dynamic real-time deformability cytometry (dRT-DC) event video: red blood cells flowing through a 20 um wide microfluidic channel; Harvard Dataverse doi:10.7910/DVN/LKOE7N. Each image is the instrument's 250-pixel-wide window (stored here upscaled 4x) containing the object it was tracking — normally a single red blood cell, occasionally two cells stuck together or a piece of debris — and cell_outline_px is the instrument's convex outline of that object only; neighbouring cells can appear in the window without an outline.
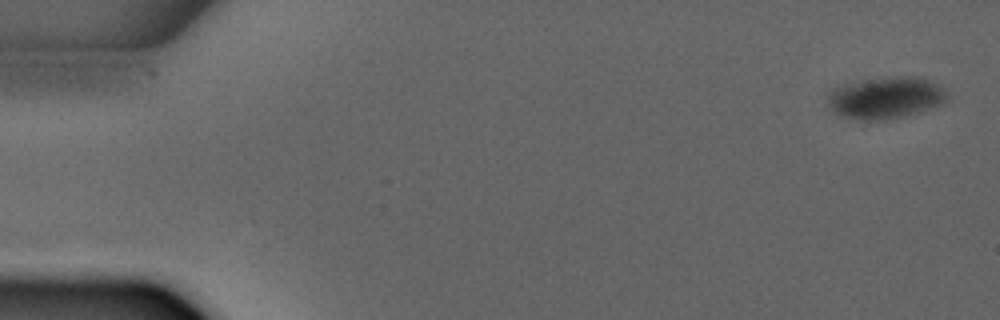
{"species": "common noctule bat (a hibernating species)", "species_latin": "Nyctalus noctula", "temperature_condition": "warm", "stored_images_in_passage": 4, "camera_frame_rate_fps": 3000, "um_per_image_px": 0.085, "animal": {"sex": "male", "forearm_length_mm": 52.5}, "frame": {"image": 1, "passage_image": 1, "time_ms": 0.0, "image_size_px": [1000, 320], "cell_outline_px": [[948, 100], [944, 104], [920, 112], [904, 116], [884, 120], [864, 120], [840, 116], [828, 104], [828, 92], [832, 88], [844, 84], [864, 80], [896, 76], [924, 76], [940, 84], [944, 88], [948, 96]], "centroid_in_image_um": [75.36, 8.29], "position_along_channel_um": 9.6, "area_um2": 29.54}}